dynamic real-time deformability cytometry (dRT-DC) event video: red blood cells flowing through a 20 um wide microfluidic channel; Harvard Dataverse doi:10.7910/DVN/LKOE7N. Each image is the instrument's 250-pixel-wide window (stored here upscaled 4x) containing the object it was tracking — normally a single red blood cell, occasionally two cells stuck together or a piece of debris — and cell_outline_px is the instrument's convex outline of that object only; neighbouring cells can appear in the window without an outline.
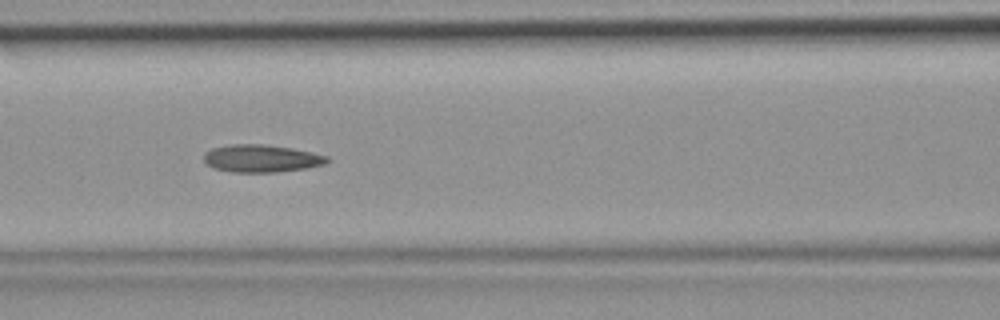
{"species": "common noctule bat (a hibernating species)", "species_latin": "Nyctalus noctula", "temperature_condition": "room temperature", "stored_images_in_passage": 32, "camera_frame_rate_fps": 3000, "um_per_image_px": 0.085, "animal": {"sex": "female", "body_mass_g": 19.9}, "frame": {"image": 1, "passage_image": 10, "time_ms": 3.0, "image_size_px": [1000, 320], "cell_outline_px": [[332, 160], [324, 164], [308, 168], [276, 172], [232, 172], [212, 168], [204, 160], [204, 152], [212, 148], [232, 144], [264, 144], [292, 148], [328, 156]], "centroid_in_image_um": [22.23, 13.47], "position_along_channel_um": 144.4, "area_um2": 19.88}}
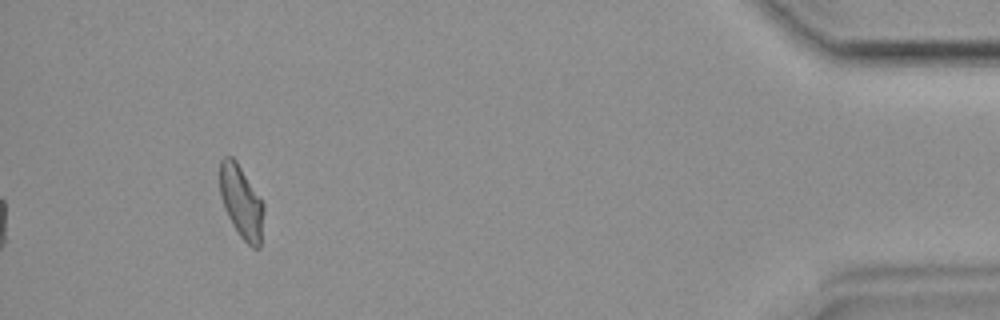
{"frame": {"image": 2, "passage_image": 32, "time_ms": 10.333, "image_size_px": [1000, 320], "cell_outline_px": [[264, 208], [260, 248], [252, 248], [240, 236], [228, 216], [224, 208], [220, 196], [220, 160], [224, 156], [232, 156], [236, 160], [264, 204]], "centroid_in_image_um": [20.51, 17.16], "position_along_channel_um": 414.7, "area_um2": 18.5}}